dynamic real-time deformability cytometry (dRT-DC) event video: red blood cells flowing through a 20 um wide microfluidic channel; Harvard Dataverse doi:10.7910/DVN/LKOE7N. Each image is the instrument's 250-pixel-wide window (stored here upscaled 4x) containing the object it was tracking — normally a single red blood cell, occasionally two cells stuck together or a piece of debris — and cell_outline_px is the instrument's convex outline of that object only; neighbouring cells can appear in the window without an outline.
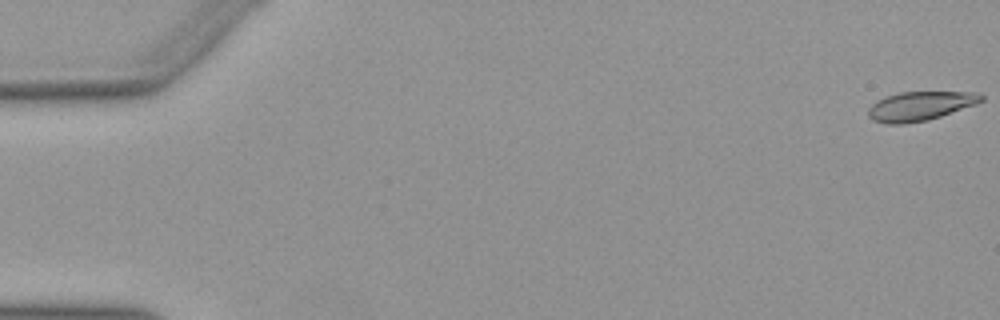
{"species": "Egyptian fruit bat (a non-hibernating species)", "species_latin": "Rousettus aegyptiacus", "temperature_condition": "warm", "stored_images_in_passage": 52, "camera_frame_rate_fps": 3000, "um_per_image_px": 0.085, "animal": {"sex": "female"}, "frame": {"image": 1, "passage_image": 1, "time_ms": 0.0, "image_size_px": [1000, 320], "cell_outline_px": [[984, 100], [976, 104], [928, 120], [904, 124], [888, 124], [872, 120], [868, 116], [868, 108], [876, 100], [900, 92], [980, 92], [984, 96]], "centroid_in_image_um": [78.21, 9.01], "position_along_channel_um": 6.8, "area_um2": 19.19}}
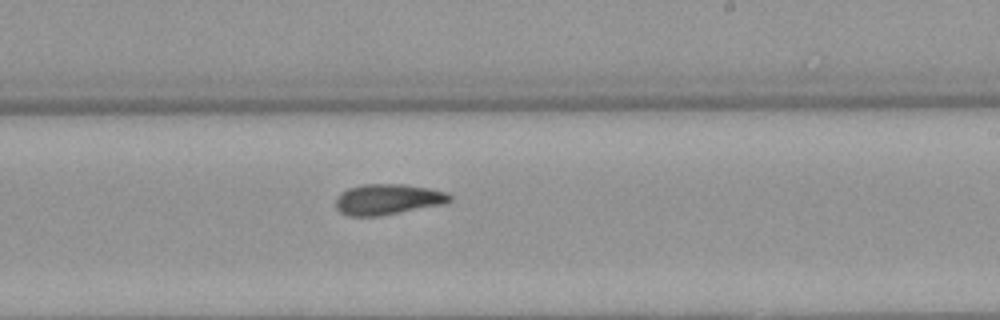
{"frame": {"image": 2, "passage_image": 32, "time_ms": 10.333, "image_size_px": [1000, 320], "cell_outline_px": [[452, 200], [448, 204], [380, 216], [348, 216], [340, 212], [336, 208], [336, 196], [340, 192], [348, 188], [364, 184], [404, 184], [428, 188], [448, 192], [452, 196]], "centroid_in_image_um": [33.0, 16.95], "position_along_channel_um": 256.0, "area_um2": 20.81}}
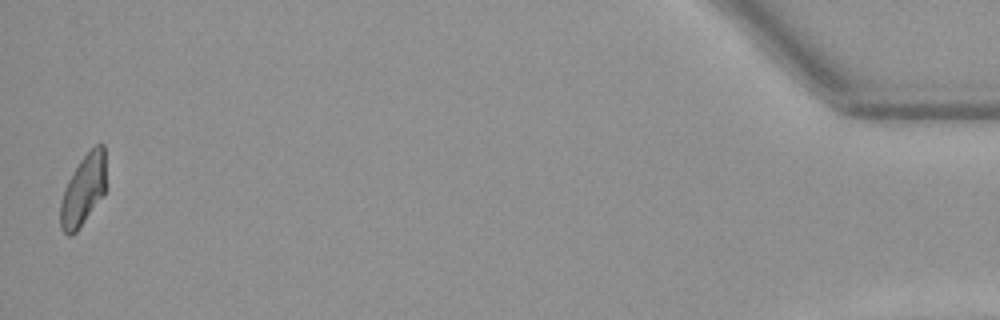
{"frame": {"image": 3, "passage_image": 52, "time_ms": 17.0, "image_size_px": [1000, 320], "cell_outline_px": [[104, 196], [76, 232], [68, 236], [60, 228], [60, 204], [64, 188], [72, 172], [80, 160], [96, 144], [104, 144]], "centroid_in_image_um": [7.05, 16.19], "position_along_channel_um": 428.1, "area_um2": 18.67}, "authors_computed_cell_mechanics": {"area_um2": 19.8254, "velocity_mm_per_s": 3.9634, "shape_relaxation_time_tau1_ms": 8.2005, "shape_relaxation_time_tau2_ms": 2.9291, "deformation_change_tau1": 0.2292, "deformation_change_tau2": 0.1011}}